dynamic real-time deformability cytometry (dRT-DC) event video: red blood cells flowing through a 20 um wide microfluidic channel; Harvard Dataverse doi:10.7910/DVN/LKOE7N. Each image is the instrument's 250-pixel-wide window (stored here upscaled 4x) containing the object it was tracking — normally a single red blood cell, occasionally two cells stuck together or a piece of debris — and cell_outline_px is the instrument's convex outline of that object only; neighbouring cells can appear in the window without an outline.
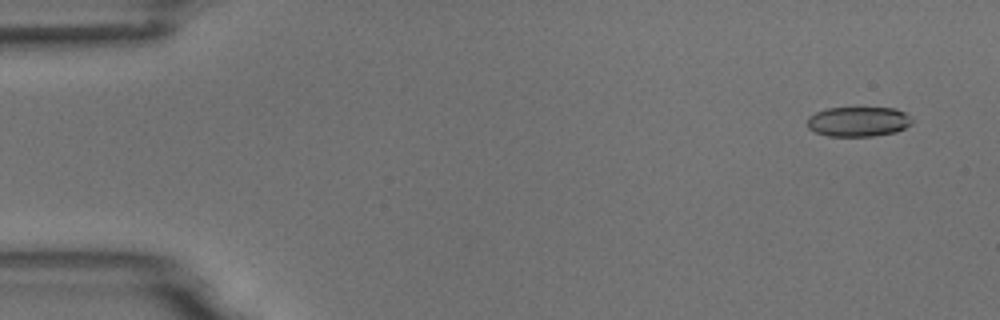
{"species": "common noctule bat (a hibernating species)", "species_latin": "Nyctalus noctula", "temperature_condition": "room temperature", "stored_images_in_passage": 5, "camera_frame_rate_fps": 3000, "um_per_image_px": 0.085, "animal": {"sex": "male", "body_mass_g": 18.8}, "frame": {"image": 1, "passage_image": 1, "time_ms": 0.0, "image_size_px": [1000, 320], "cell_outline_px": [[912, 124], [896, 132], [872, 136], [828, 136], [816, 132], [808, 128], [808, 116], [824, 108], [896, 108], [904, 112], [912, 120]], "centroid_in_image_um": [72.94, 10.33], "position_along_channel_um": 12.1, "area_um2": 18.21}}
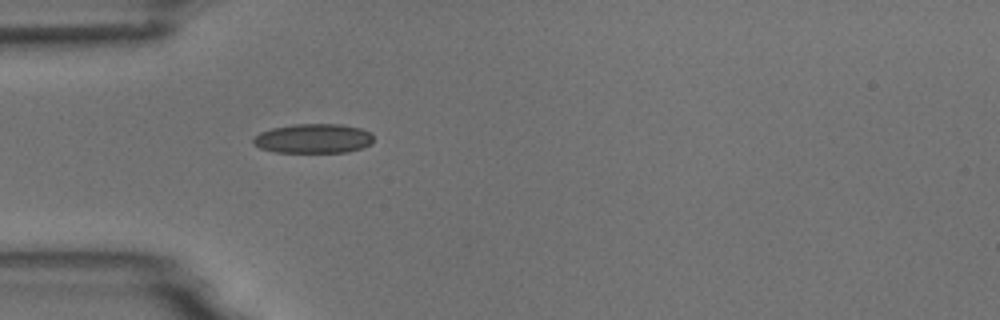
{"frame": {"image": 2, "passage_image": 5, "time_ms": 4.333, "image_size_px": [1000, 320], "cell_outline_px": [[372, 144], [348, 152], [276, 152], [260, 148], [252, 144], [252, 140], [260, 132], [272, 128], [292, 124], [340, 124], [360, 128], [372, 132]], "centroid_in_image_um": [26.63, 11.77], "position_along_channel_um": 58.4, "area_um2": 20.69}}